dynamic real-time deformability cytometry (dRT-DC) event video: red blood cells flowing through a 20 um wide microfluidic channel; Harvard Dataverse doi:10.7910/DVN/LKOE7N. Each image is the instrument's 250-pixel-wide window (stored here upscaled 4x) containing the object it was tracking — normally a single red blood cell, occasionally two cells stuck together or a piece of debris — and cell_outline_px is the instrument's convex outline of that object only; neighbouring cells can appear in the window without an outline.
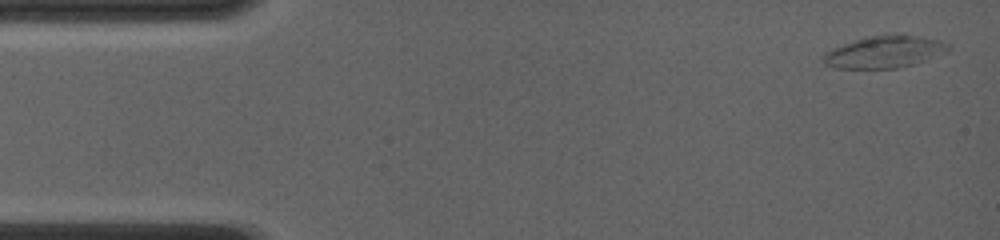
{"species": "common noctule bat (a hibernating species)", "species_latin": "Nyctalus noctula", "temperature_condition": "room temperature", "stored_images_in_passage": 7, "camera_frame_rate_fps": 4000, "um_per_image_px": 0.085, "animal": {"sex": "female", "body_mass_g": 19.0, "forearm_length_mm": 56.7}, "frame": {"image": 1, "passage_image": 1, "time_ms": 0.0, "image_size_px": [1000, 240], "cell_outline_px": [[952, 48], [948, 52], [912, 64], [896, 68], [836, 68], [824, 64], [824, 52], [832, 48], [856, 40], [884, 32], [904, 32], [940, 40], [948, 44]], "centroid_in_image_um": [75.23, 4.36], "position_along_channel_um": 9.8, "area_um2": 23.81}}